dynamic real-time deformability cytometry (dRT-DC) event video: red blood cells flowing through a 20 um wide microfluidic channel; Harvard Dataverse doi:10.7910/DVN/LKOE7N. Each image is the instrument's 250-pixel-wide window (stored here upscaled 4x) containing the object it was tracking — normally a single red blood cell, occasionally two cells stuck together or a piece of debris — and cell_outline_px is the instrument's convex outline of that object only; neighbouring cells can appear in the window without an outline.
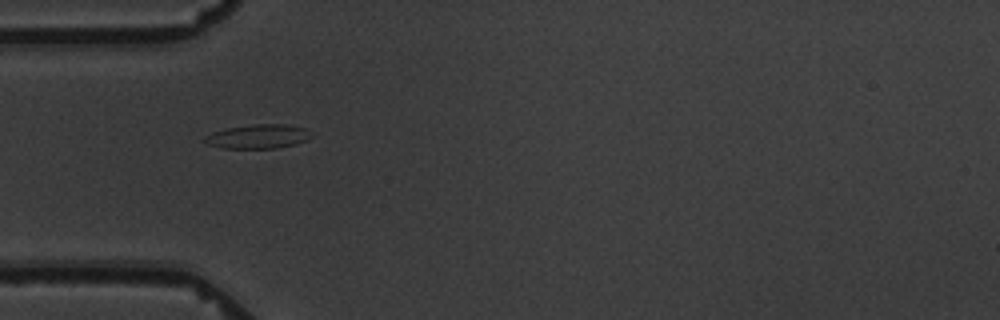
{"species": "common noctule bat (a hibernating species)", "species_latin": "Nyctalus noctula", "temperature_condition": "warm", "stored_images_in_passage": 7, "camera_frame_rate_fps": 3000, "um_per_image_px": 0.085, "animal": {"sex": "male", "body_mass_g": 19.5, "forearm_length_mm": 54.6}, "frame": {"image": 1, "passage_image": 6, "time_ms": 6.333, "image_size_px": [1000, 320], "cell_outline_px": [[312, 136], [308, 140], [296, 144], [276, 148], [220, 148], [208, 144], [200, 140], [204, 136], [212, 132], [224, 128], [252, 124], [284, 124], [304, 128]], "centroid_in_image_um": [21.87, 11.6], "position_along_channel_um": 63.1, "area_um2": 15.14}}
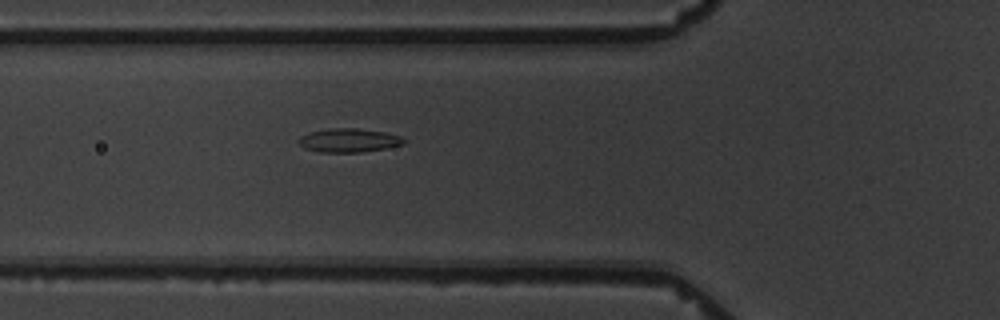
{"frame": {"image": 2, "passage_image": 7, "time_ms": 7.333, "image_size_px": [1000, 320], "cell_outline_px": [[408, 140], [404, 144], [384, 148], [360, 152], [320, 152], [304, 148], [300, 144], [300, 136], [308, 132], [328, 128], [356, 128], [384, 132], [400, 136]], "centroid_in_image_um": [29.65, 11.92], "position_along_channel_um": 96.1, "area_um2": 14.51}}